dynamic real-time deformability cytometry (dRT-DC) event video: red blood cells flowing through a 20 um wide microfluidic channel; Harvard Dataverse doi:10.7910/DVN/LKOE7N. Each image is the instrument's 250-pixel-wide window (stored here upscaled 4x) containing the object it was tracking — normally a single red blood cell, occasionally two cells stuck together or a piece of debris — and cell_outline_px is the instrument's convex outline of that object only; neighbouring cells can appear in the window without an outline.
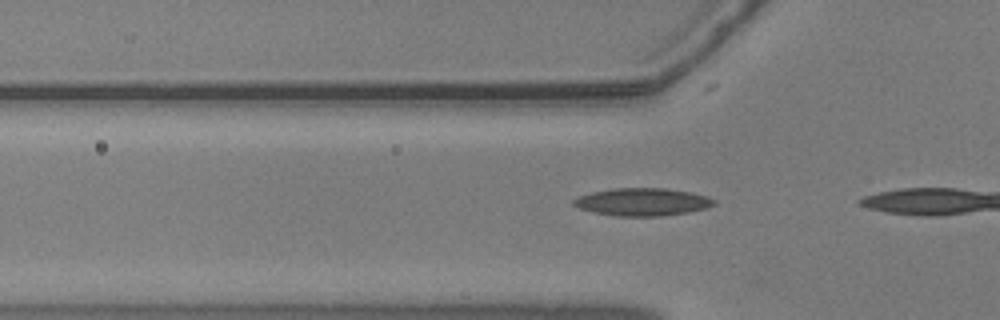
{"species": "common noctule bat (a hibernating species)", "species_latin": "Nyctalus noctula", "temperature_condition": "warm", "stored_images_in_passage": 6, "camera_frame_rate_fps": 3000, "um_per_image_px": 0.085, "animal": {"sex": "male", "body_mass_g": 20.5, "forearm_length_mm": 52.5}, "frame": {"image": 1, "passage_image": 4, "time_ms": 1.0, "image_size_px": [1000, 320], "cell_outline_px": [[716, 204], [708, 208], [688, 212], [660, 216], [616, 216], [592, 212], [580, 208], [572, 204], [572, 200], [580, 196], [592, 192], [612, 188], [664, 188], [692, 192], [708, 196], [716, 200]], "centroid_in_image_um": [54.64, 17.16], "position_along_channel_um": 71.2, "area_um2": 22.77}}